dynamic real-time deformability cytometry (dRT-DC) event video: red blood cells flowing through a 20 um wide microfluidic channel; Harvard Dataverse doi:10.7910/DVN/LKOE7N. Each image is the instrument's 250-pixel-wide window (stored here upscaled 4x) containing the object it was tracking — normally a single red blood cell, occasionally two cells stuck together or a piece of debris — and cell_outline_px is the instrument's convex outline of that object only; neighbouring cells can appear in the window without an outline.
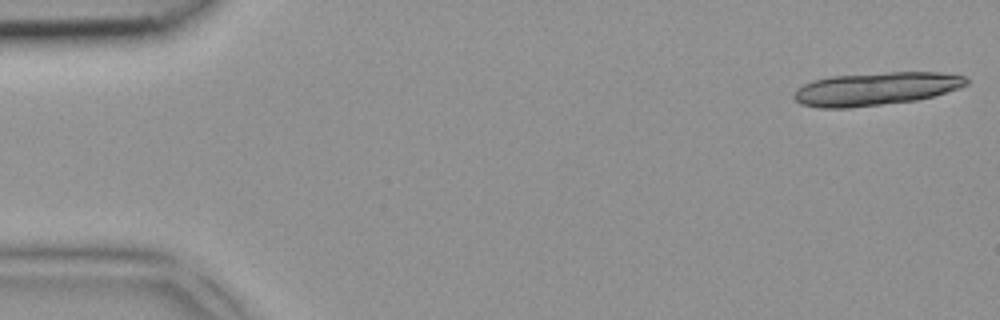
{"species": "common noctule bat (a hibernating species)", "species_latin": "Nyctalus noctula", "temperature_condition": "room temperature", "stored_images_in_passage": 3, "segment_of_instrument_passage": [2, 2], "camera_frame_rate_fps": 3000, "um_per_image_px": 0.085, "animal": {"sex": "female", "body_mass_g": 18.4}, "frame": {"image": 1, "passage_image": 3, "time_ms": 0.667, "image_size_px": [1000, 320], "cell_outline_px": [[968, 84], [960, 88], [932, 96], [916, 100], [848, 108], [816, 108], [800, 104], [792, 96], [796, 88], [812, 80], [832, 76], [888, 72], [940, 72], [964, 76], [968, 80]], "centroid_in_image_um": [74.4, 7.55], "position_along_channel_um": 10.6, "area_um2": 33.29}}